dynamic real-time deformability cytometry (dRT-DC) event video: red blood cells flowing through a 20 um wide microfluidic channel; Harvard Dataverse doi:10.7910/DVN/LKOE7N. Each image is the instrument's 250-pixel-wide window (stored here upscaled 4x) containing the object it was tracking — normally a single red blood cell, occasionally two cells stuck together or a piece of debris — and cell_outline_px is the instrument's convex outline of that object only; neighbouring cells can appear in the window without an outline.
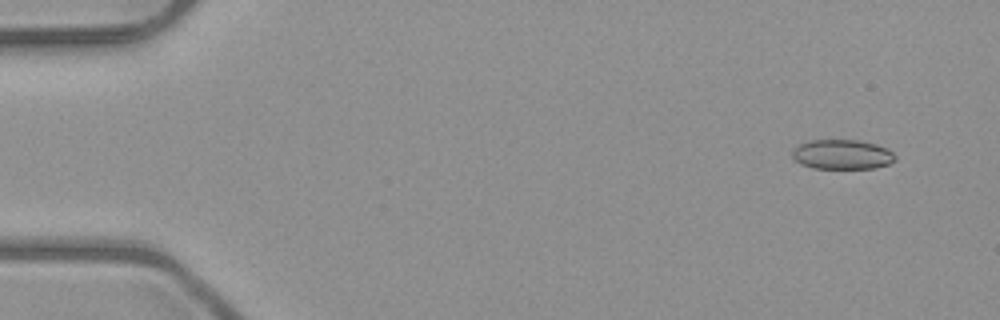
{"species": "common noctule bat (a hibernating species)", "species_latin": "Nyctalus noctula", "temperature_condition": "room temperature", "stored_images_in_passage": 7, "camera_frame_rate_fps": 3000, "um_per_image_px": 0.085, "animal": {"sex": "male", "body_mass_g": 23.1, "forearm_length_mm": 52.7}, "frame": {"image": 1, "passage_image": 1, "time_ms": 0.0, "image_size_px": [1000, 320], "cell_outline_px": [[896, 160], [888, 164], [872, 168], [812, 168], [800, 164], [792, 156], [792, 152], [800, 144], [812, 140], [860, 140], [876, 144], [888, 148], [896, 156]], "centroid_in_image_um": [71.61, 13.12], "position_along_channel_um": 13.4, "area_um2": 17.74}}
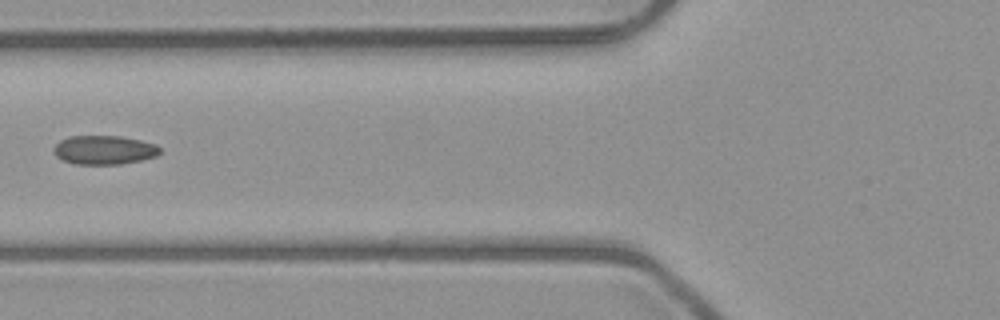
{"frame": {"image": 2, "passage_image": 6, "time_ms": 5.667, "image_size_px": [1000, 320], "cell_outline_px": [[160, 152], [156, 156], [140, 160], [120, 164], [76, 164], [64, 160], [56, 156], [52, 148], [60, 140], [68, 136], [120, 136], [140, 140], [156, 144], [160, 148]], "centroid_in_image_um": [8.84, 12.74], "position_along_channel_um": 117.0, "area_um2": 17.86}}
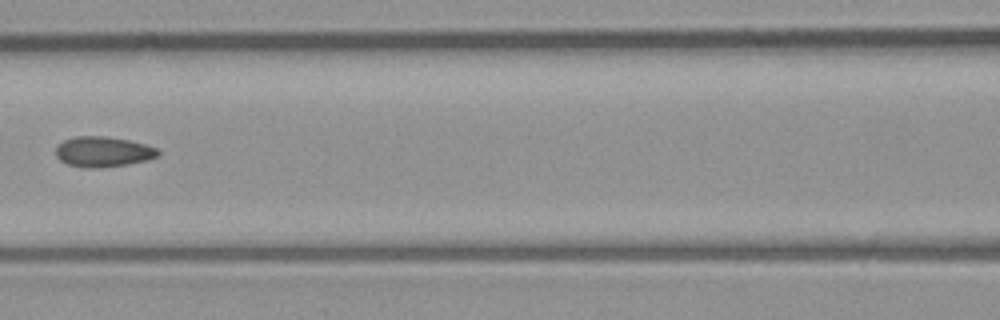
{"frame": {"image": 3, "passage_image": 7, "time_ms": 6.667, "image_size_px": [1000, 320], "cell_outline_px": [[160, 156], [148, 160], [128, 164], [100, 168], [84, 168], [68, 164], [60, 160], [56, 156], [56, 148], [64, 140], [76, 136], [104, 136], [128, 140], [144, 144], [156, 148], [160, 152]], "centroid_in_image_um": [8.78, 12.91], "position_along_channel_um": 157.8, "area_um2": 18.09}}